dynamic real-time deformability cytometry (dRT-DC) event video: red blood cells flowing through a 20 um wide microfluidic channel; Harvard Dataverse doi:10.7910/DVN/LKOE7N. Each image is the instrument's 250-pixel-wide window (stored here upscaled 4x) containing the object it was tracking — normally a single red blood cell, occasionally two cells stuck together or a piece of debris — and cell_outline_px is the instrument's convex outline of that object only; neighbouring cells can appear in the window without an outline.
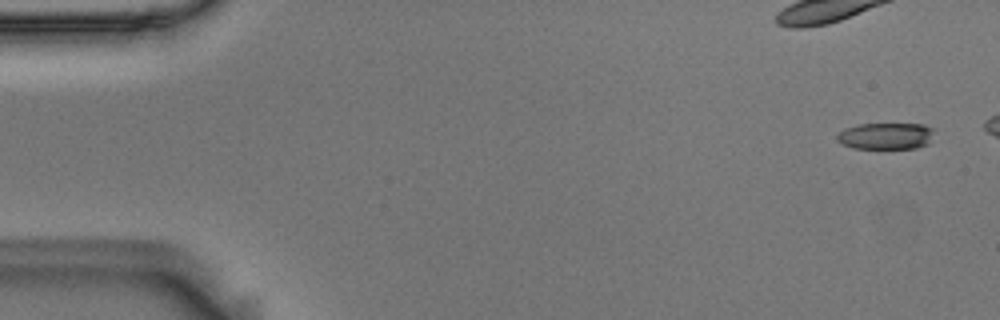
{"species": "Egyptian fruit bat (a non-hibernating species)", "species_latin": "Rousettus aegyptiacus", "temperature_condition": "room temperature", "stored_images_in_passage": 47, "camera_frame_rate_fps": 3000, "um_per_image_px": 0.085, "animal": {"sex": "male"}, "frame": {"image": 1, "passage_image": 1, "time_ms": 0.0, "image_size_px": [1000, 320], "cell_outline_px": [[932, 128], [928, 144], [916, 148], [852, 148], [836, 140], [836, 136], [844, 128], [860, 124], [924, 124]], "centroid_in_image_um": [75.26, 11.56], "position_along_channel_um": 9.7, "area_um2": 14.85}}